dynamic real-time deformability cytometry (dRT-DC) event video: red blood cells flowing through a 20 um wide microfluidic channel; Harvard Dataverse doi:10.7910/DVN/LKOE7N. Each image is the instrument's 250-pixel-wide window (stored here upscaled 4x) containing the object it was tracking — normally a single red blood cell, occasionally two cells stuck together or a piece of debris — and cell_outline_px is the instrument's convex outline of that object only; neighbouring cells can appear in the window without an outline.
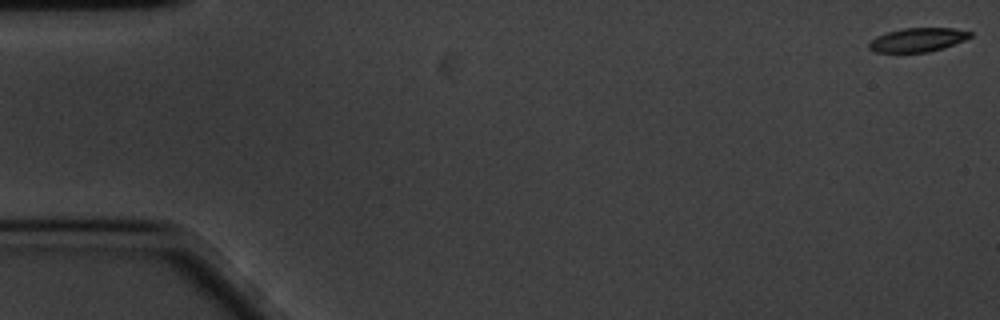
{"species": "common noctule bat (a hibernating species)", "species_latin": "Nyctalus noctula", "temperature_condition": "cold", "stored_images_in_passage": 60, "camera_frame_rate_fps": 3000, "um_per_image_px": 0.085, "animal": {"sex": "male", "body_mass_g": 20.1, "forearm_length_mm": 53.5}, "frame": {"image": 1, "passage_image": 1, "time_ms": 0.0, "image_size_px": [1000, 320], "cell_outline_px": [[972, 36], [964, 40], [944, 48], [928, 52], [876, 52], [868, 48], [868, 44], [876, 36], [888, 32], [904, 28], [952, 28], [972, 32]], "centroid_in_image_um": [78.01, 3.39], "position_along_channel_um": 7.0, "area_um2": 13.99}}
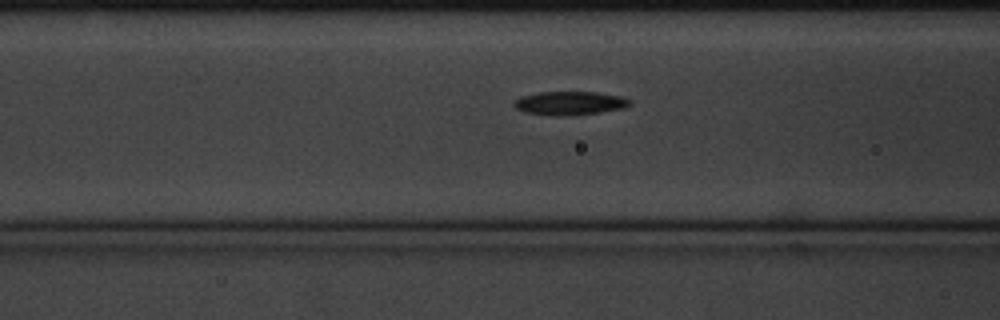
{"frame": {"image": 2, "passage_image": 23, "time_ms": 7.333, "image_size_px": [1000, 320], "cell_outline_px": [[632, 104], [624, 108], [600, 112], [568, 116], [556, 116], [524, 112], [516, 108], [512, 104], [520, 96], [540, 92], [596, 92], [620, 96], [628, 100]], "centroid_in_image_um": [48.4, 8.77], "position_along_channel_um": 118.2, "area_um2": 15.9}}
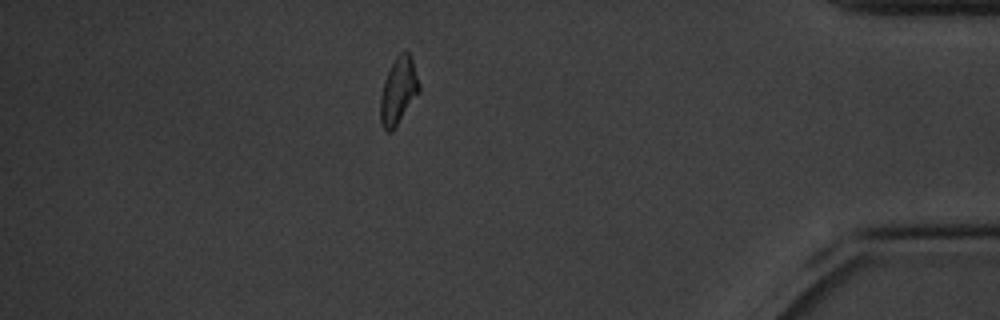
{"frame": {"image": 3, "passage_image": 52, "time_ms": 17.0, "image_size_px": [1000, 320], "cell_outline_px": [[420, 92], [392, 132], [388, 132], [380, 124], [380, 96], [384, 80], [396, 56], [400, 52], [408, 52], [412, 60], [420, 84]], "centroid_in_image_um": [33.86, 7.75], "position_along_channel_um": 401.3, "area_um2": 15.09}, "authors_computed_cell_mechanics": {"area_um2": 15.3459, "velocity_mm_per_s": 3.3565, "shape_relaxation_time_tau1_ms": 4.3714, "shape_relaxation_time_tau2_ms": 9.6998, "deformation_change_tau1": 0.147, "deformation_change_tau2": 0.1977}}